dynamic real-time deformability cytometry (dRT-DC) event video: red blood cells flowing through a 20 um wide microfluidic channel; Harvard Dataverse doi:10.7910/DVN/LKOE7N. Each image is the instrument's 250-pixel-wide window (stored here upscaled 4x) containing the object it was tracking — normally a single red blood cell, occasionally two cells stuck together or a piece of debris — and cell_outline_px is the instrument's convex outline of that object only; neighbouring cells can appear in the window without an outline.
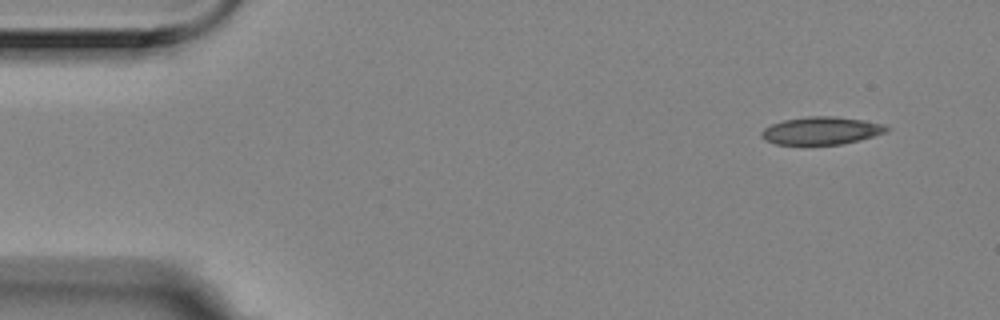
{"species": "Egyptian fruit bat (a non-hibernating species)", "species_latin": "Rousettus aegyptiacus", "temperature_condition": "room temperature", "stored_images_in_passage": 4, "camera_frame_rate_fps": 3000, "um_per_image_px": 0.085, "animal": {"sex": "female"}, "frame": {"image": 1, "passage_image": 1, "time_ms": 0.0, "image_size_px": [1000, 320], "cell_outline_px": [[892, 128], [888, 132], [860, 140], [840, 144], [776, 144], [764, 140], [760, 136], [760, 132], [764, 128], [772, 124], [784, 120], [808, 116], [836, 116], [864, 120], [884, 124]], "centroid_in_image_um": [69.84, 11.1], "position_along_channel_um": 15.2, "area_um2": 20.35}}
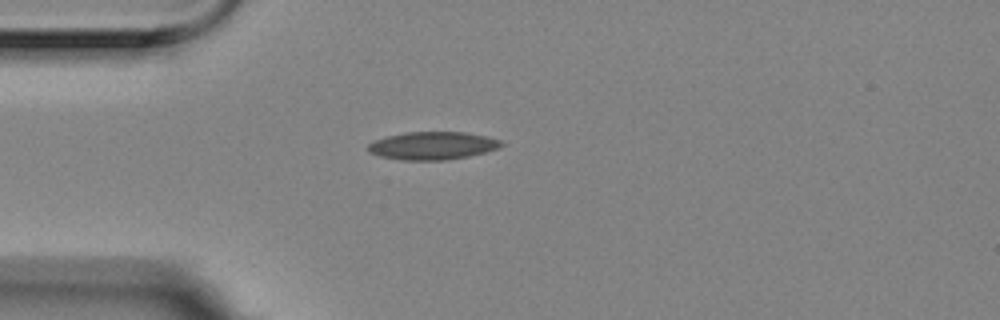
{"frame": {"image": 2, "passage_image": 4, "time_ms": 1.0, "image_size_px": [1000, 320], "cell_outline_px": [[504, 144], [500, 148], [468, 156], [448, 160], [400, 160], [380, 156], [368, 152], [368, 144], [376, 140], [388, 136], [408, 132], [464, 132], [488, 136], [500, 140]], "centroid_in_image_um": [36.79, 12.38], "position_along_channel_um": 48.2, "area_um2": 21.62}}